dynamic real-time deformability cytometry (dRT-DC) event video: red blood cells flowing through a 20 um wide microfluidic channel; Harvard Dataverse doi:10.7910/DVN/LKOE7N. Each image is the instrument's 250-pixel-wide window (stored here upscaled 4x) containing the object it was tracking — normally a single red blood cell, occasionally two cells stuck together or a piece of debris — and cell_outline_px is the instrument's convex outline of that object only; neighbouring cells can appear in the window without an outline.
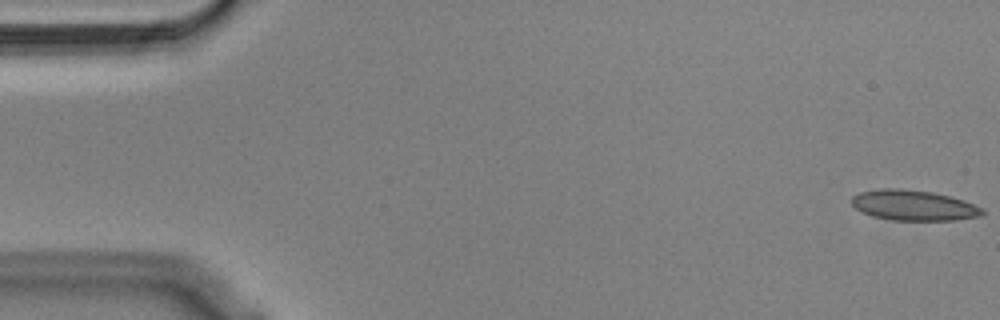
{"species": "Egyptian fruit bat (a non-hibernating species)", "species_latin": "Rousettus aegyptiacus", "temperature_condition": "cold", "stored_images_in_passage": 12, "camera_frame_rate_fps": 3000, "um_per_image_px": 0.085, "animal": {"sex": "male"}, "frame": {"image": 1, "passage_image": 1, "time_ms": 0.0, "image_size_px": [1000, 320], "cell_outline_px": [[984, 212], [980, 216], [956, 220], [892, 220], [872, 216], [856, 208], [852, 204], [852, 196], [860, 192], [880, 188], [900, 188], [932, 192], [948, 196], [984, 208]], "centroid_in_image_um": [77.64, 17.45], "position_along_channel_um": 7.4, "area_um2": 22.95}}